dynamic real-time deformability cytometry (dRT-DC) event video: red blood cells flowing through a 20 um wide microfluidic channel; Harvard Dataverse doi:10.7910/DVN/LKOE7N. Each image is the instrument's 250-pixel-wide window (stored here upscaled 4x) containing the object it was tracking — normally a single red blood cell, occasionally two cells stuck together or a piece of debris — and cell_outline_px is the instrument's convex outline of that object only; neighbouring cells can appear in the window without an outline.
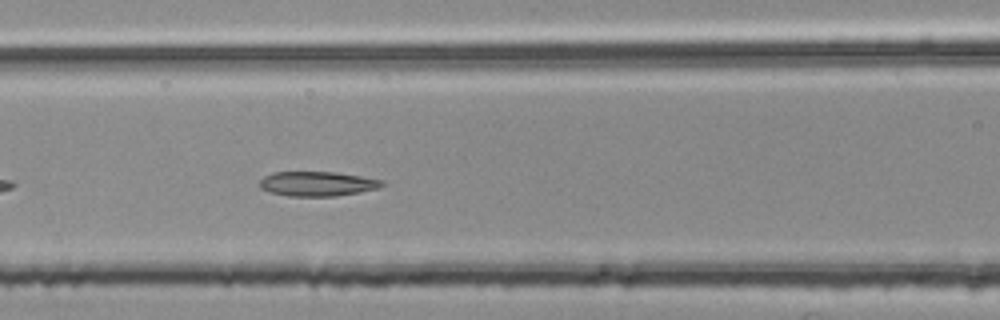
{"species": "common noctule bat (a hibernating species)", "species_latin": "Nyctalus noctula", "temperature_condition": "room temperature", "stored_images_in_passage": 34, "camera_frame_rate_fps": 3000, "um_per_image_px": 0.085, "animal": {"sex": "female", "body_mass_g": 25.1}, "frame": {"image": 1, "passage_image": 7, "time_ms": 2.0, "image_size_px": [1000, 320], "cell_outline_px": [[384, 184], [380, 188], [360, 192], [336, 196], [288, 196], [272, 192], [260, 188], [260, 180], [264, 176], [272, 172], [336, 172], [384, 180]], "centroid_in_image_um": [26.99, 15.62], "position_along_channel_um": 139.6, "area_um2": 17.57}}
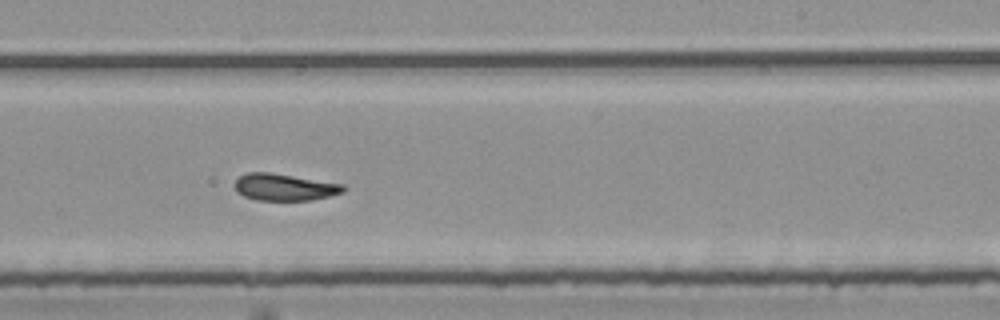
{"frame": {"image": 2, "passage_image": 17, "time_ms": 5.333, "image_size_px": [1000, 320], "cell_outline_px": [[348, 188], [344, 192], [312, 200], [256, 200], [244, 196], [236, 192], [232, 184], [240, 176], [248, 172], [268, 172], [344, 184]], "centroid_in_image_um": [24.16, 15.91], "position_along_channel_um": 264.8, "area_um2": 17.11}}
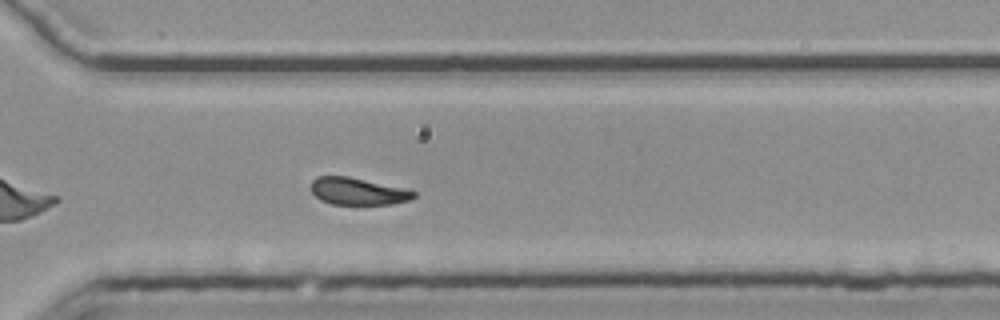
{"frame": {"image": 3, "passage_image": 23, "time_ms": 7.333, "image_size_px": [1000, 320], "cell_outline_px": [[416, 196], [408, 200], [392, 204], [332, 204], [320, 200], [312, 192], [312, 180], [316, 176], [348, 176], [400, 188], [416, 192]], "centroid_in_image_um": [30.37, 16.26], "position_along_channel_um": 340.2, "area_um2": 15.9}, "authors_computed_cell_mechanics": {"area_um2": 17.5712, "velocity_mm_per_s": 3.7693, "shape_relaxation_time_tau1_ms": null, "shape_relaxation_time_tau2_ms": 2.9944, "deformation_change_tau1": null, "deformation_change_tau2": 0.0961}}